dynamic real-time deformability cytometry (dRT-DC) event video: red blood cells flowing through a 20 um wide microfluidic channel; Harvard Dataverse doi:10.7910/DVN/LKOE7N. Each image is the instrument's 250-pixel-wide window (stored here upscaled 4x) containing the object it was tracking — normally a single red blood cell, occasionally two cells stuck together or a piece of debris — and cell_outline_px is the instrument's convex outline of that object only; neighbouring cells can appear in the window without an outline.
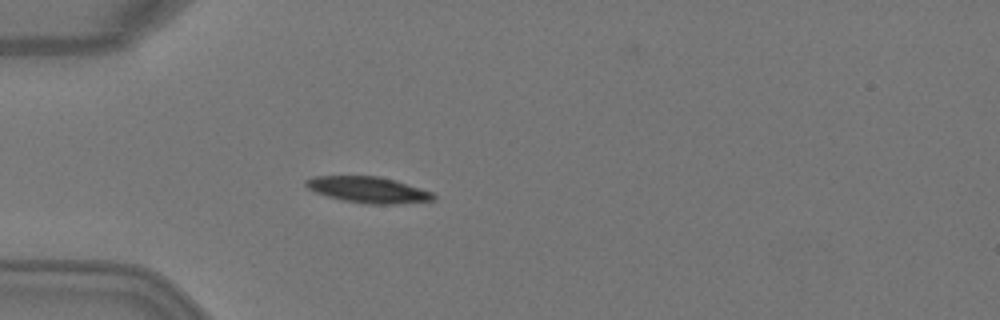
{"species": "Egyptian fruit bat (a non-hibernating species)", "species_latin": "Rousettus aegyptiacus", "temperature_condition": "warm", "stored_images_in_passage": 5, "camera_frame_rate_fps": 3000, "um_per_image_px": 0.085, "animal": {"sex": "female"}, "frame": {"image": 1, "passage_image": 5, "time_ms": 1.333, "image_size_px": [1000, 320], "cell_outline_px": [[436, 200], [396, 204], [364, 204], [340, 200], [316, 192], [308, 188], [304, 184], [304, 180], [312, 176], [380, 176], [396, 180], [432, 192], [436, 196]], "centroid_in_image_um": [31.29, 16.13], "position_along_channel_um": 53.7, "area_um2": 19.59}}